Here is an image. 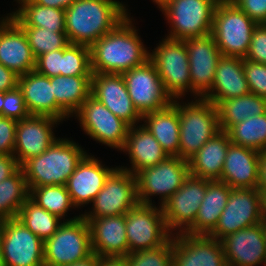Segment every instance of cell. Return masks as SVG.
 Here are the masks:
<instances>
[{"label":"cell","mask_w":266,"mask_h":266,"mask_svg":"<svg viewBox=\"0 0 266 266\" xmlns=\"http://www.w3.org/2000/svg\"><path fill=\"white\" fill-rule=\"evenodd\" d=\"M132 20L128 15L90 47L92 73L122 74L149 60Z\"/></svg>","instance_id":"obj_1"},{"label":"cell","mask_w":266,"mask_h":266,"mask_svg":"<svg viewBox=\"0 0 266 266\" xmlns=\"http://www.w3.org/2000/svg\"><path fill=\"white\" fill-rule=\"evenodd\" d=\"M116 0H75L65 10V33L70 43L91 47L129 14Z\"/></svg>","instance_id":"obj_2"},{"label":"cell","mask_w":266,"mask_h":266,"mask_svg":"<svg viewBox=\"0 0 266 266\" xmlns=\"http://www.w3.org/2000/svg\"><path fill=\"white\" fill-rule=\"evenodd\" d=\"M86 154L76 142L58 138L42 154L28 159L20 166L29 191L39 186L66 185Z\"/></svg>","instance_id":"obj_3"},{"label":"cell","mask_w":266,"mask_h":266,"mask_svg":"<svg viewBox=\"0 0 266 266\" xmlns=\"http://www.w3.org/2000/svg\"><path fill=\"white\" fill-rule=\"evenodd\" d=\"M194 100L181 105L173 99L179 110V157L186 161L221 131L216 105L203 98Z\"/></svg>","instance_id":"obj_4"},{"label":"cell","mask_w":266,"mask_h":266,"mask_svg":"<svg viewBox=\"0 0 266 266\" xmlns=\"http://www.w3.org/2000/svg\"><path fill=\"white\" fill-rule=\"evenodd\" d=\"M257 25L232 0H220L215 7L211 34L222 56L244 59Z\"/></svg>","instance_id":"obj_5"},{"label":"cell","mask_w":266,"mask_h":266,"mask_svg":"<svg viewBox=\"0 0 266 266\" xmlns=\"http://www.w3.org/2000/svg\"><path fill=\"white\" fill-rule=\"evenodd\" d=\"M92 253L88 223L79 215L63 220L58 230L44 242V265L66 266Z\"/></svg>","instance_id":"obj_6"},{"label":"cell","mask_w":266,"mask_h":266,"mask_svg":"<svg viewBox=\"0 0 266 266\" xmlns=\"http://www.w3.org/2000/svg\"><path fill=\"white\" fill-rule=\"evenodd\" d=\"M220 0H170L161 9L170 23L167 38L185 40L212 32L215 7Z\"/></svg>","instance_id":"obj_7"},{"label":"cell","mask_w":266,"mask_h":266,"mask_svg":"<svg viewBox=\"0 0 266 266\" xmlns=\"http://www.w3.org/2000/svg\"><path fill=\"white\" fill-rule=\"evenodd\" d=\"M149 59L154 64L165 91L172 99L185 96L188 90L191 92L189 58L184 40L166 37L150 53Z\"/></svg>","instance_id":"obj_8"},{"label":"cell","mask_w":266,"mask_h":266,"mask_svg":"<svg viewBox=\"0 0 266 266\" xmlns=\"http://www.w3.org/2000/svg\"><path fill=\"white\" fill-rule=\"evenodd\" d=\"M189 175L188 161L178 156H169L153 167L138 171L135 174L138 202L152 205L150 196L160 194L162 206Z\"/></svg>","instance_id":"obj_9"},{"label":"cell","mask_w":266,"mask_h":266,"mask_svg":"<svg viewBox=\"0 0 266 266\" xmlns=\"http://www.w3.org/2000/svg\"><path fill=\"white\" fill-rule=\"evenodd\" d=\"M4 266H45L44 242L18 219L0 222Z\"/></svg>","instance_id":"obj_10"},{"label":"cell","mask_w":266,"mask_h":266,"mask_svg":"<svg viewBox=\"0 0 266 266\" xmlns=\"http://www.w3.org/2000/svg\"><path fill=\"white\" fill-rule=\"evenodd\" d=\"M129 253L158 247L173 234L168 231L161 206L137 203L125 213Z\"/></svg>","instance_id":"obj_11"},{"label":"cell","mask_w":266,"mask_h":266,"mask_svg":"<svg viewBox=\"0 0 266 266\" xmlns=\"http://www.w3.org/2000/svg\"><path fill=\"white\" fill-rule=\"evenodd\" d=\"M262 221L261 193L258 188H232L218 223L208 236L220 241L231 233Z\"/></svg>","instance_id":"obj_12"},{"label":"cell","mask_w":266,"mask_h":266,"mask_svg":"<svg viewBox=\"0 0 266 266\" xmlns=\"http://www.w3.org/2000/svg\"><path fill=\"white\" fill-rule=\"evenodd\" d=\"M82 130L96 141L123 149L130 125L90 95L75 113Z\"/></svg>","instance_id":"obj_13"},{"label":"cell","mask_w":266,"mask_h":266,"mask_svg":"<svg viewBox=\"0 0 266 266\" xmlns=\"http://www.w3.org/2000/svg\"><path fill=\"white\" fill-rule=\"evenodd\" d=\"M122 76L133 105L141 116L164 109L173 102L150 59L122 73Z\"/></svg>","instance_id":"obj_14"},{"label":"cell","mask_w":266,"mask_h":266,"mask_svg":"<svg viewBox=\"0 0 266 266\" xmlns=\"http://www.w3.org/2000/svg\"><path fill=\"white\" fill-rule=\"evenodd\" d=\"M92 203V211L81 214L83 218L127 213L138 203L135 175L116 167Z\"/></svg>","instance_id":"obj_15"},{"label":"cell","mask_w":266,"mask_h":266,"mask_svg":"<svg viewBox=\"0 0 266 266\" xmlns=\"http://www.w3.org/2000/svg\"><path fill=\"white\" fill-rule=\"evenodd\" d=\"M209 180L189 175L181 188L161 206L168 231L185 233L195 222ZM173 230V231H172ZM179 230V232H178Z\"/></svg>","instance_id":"obj_16"},{"label":"cell","mask_w":266,"mask_h":266,"mask_svg":"<svg viewBox=\"0 0 266 266\" xmlns=\"http://www.w3.org/2000/svg\"><path fill=\"white\" fill-rule=\"evenodd\" d=\"M188 52L191 93L202 98L212 87L217 62L222 56L212 34L185 39Z\"/></svg>","instance_id":"obj_17"},{"label":"cell","mask_w":266,"mask_h":266,"mask_svg":"<svg viewBox=\"0 0 266 266\" xmlns=\"http://www.w3.org/2000/svg\"><path fill=\"white\" fill-rule=\"evenodd\" d=\"M58 122L61 121L37 115L17 121L13 156L20 166L28 159L42 154L58 139L53 132Z\"/></svg>","instance_id":"obj_18"},{"label":"cell","mask_w":266,"mask_h":266,"mask_svg":"<svg viewBox=\"0 0 266 266\" xmlns=\"http://www.w3.org/2000/svg\"><path fill=\"white\" fill-rule=\"evenodd\" d=\"M91 95L130 126L142 121L128 94L122 74L93 73Z\"/></svg>","instance_id":"obj_19"},{"label":"cell","mask_w":266,"mask_h":266,"mask_svg":"<svg viewBox=\"0 0 266 266\" xmlns=\"http://www.w3.org/2000/svg\"><path fill=\"white\" fill-rule=\"evenodd\" d=\"M173 234V266H228L221 241L208 235Z\"/></svg>","instance_id":"obj_20"},{"label":"cell","mask_w":266,"mask_h":266,"mask_svg":"<svg viewBox=\"0 0 266 266\" xmlns=\"http://www.w3.org/2000/svg\"><path fill=\"white\" fill-rule=\"evenodd\" d=\"M220 241L228 266L266 265L262 222L231 233Z\"/></svg>","instance_id":"obj_21"},{"label":"cell","mask_w":266,"mask_h":266,"mask_svg":"<svg viewBox=\"0 0 266 266\" xmlns=\"http://www.w3.org/2000/svg\"><path fill=\"white\" fill-rule=\"evenodd\" d=\"M0 21V63L18 76L35 69L36 57L23 29L10 17Z\"/></svg>","instance_id":"obj_22"},{"label":"cell","mask_w":266,"mask_h":266,"mask_svg":"<svg viewBox=\"0 0 266 266\" xmlns=\"http://www.w3.org/2000/svg\"><path fill=\"white\" fill-rule=\"evenodd\" d=\"M84 219L90 229L93 253L100 257H125L129 254L125 214Z\"/></svg>","instance_id":"obj_23"},{"label":"cell","mask_w":266,"mask_h":266,"mask_svg":"<svg viewBox=\"0 0 266 266\" xmlns=\"http://www.w3.org/2000/svg\"><path fill=\"white\" fill-rule=\"evenodd\" d=\"M115 169L104 167L100 160L86 154L66 183L73 204L80 208L81 205L92 203Z\"/></svg>","instance_id":"obj_24"},{"label":"cell","mask_w":266,"mask_h":266,"mask_svg":"<svg viewBox=\"0 0 266 266\" xmlns=\"http://www.w3.org/2000/svg\"><path fill=\"white\" fill-rule=\"evenodd\" d=\"M18 88L21 90L30 115L50 116L60 121L69 116L56 104L50 78L35 70L19 76Z\"/></svg>","instance_id":"obj_25"},{"label":"cell","mask_w":266,"mask_h":266,"mask_svg":"<svg viewBox=\"0 0 266 266\" xmlns=\"http://www.w3.org/2000/svg\"><path fill=\"white\" fill-rule=\"evenodd\" d=\"M260 152L230 143L219 181L231 188H258Z\"/></svg>","instance_id":"obj_26"},{"label":"cell","mask_w":266,"mask_h":266,"mask_svg":"<svg viewBox=\"0 0 266 266\" xmlns=\"http://www.w3.org/2000/svg\"><path fill=\"white\" fill-rule=\"evenodd\" d=\"M251 93L243 71V58L221 56L211 89L202 97L214 105Z\"/></svg>","instance_id":"obj_27"},{"label":"cell","mask_w":266,"mask_h":266,"mask_svg":"<svg viewBox=\"0 0 266 266\" xmlns=\"http://www.w3.org/2000/svg\"><path fill=\"white\" fill-rule=\"evenodd\" d=\"M136 126H130L126 143L122 149L123 152L128 153L132 167H120L133 175L140 170L153 167L169 157L146 127L140 125L136 128Z\"/></svg>","instance_id":"obj_28"},{"label":"cell","mask_w":266,"mask_h":266,"mask_svg":"<svg viewBox=\"0 0 266 266\" xmlns=\"http://www.w3.org/2000/svg\"><path fill=\"white\" fill-rule=\"evenodd\" d=\"M230 143L226 131H220L209 139L188 160L190 175L209 181L220 180Z\"/></svg>","instance_id":"obj_29"},{"label":"cell","mask_w":266,"mask_h":266,"mask_svg":"<svg viewBox=\"0 0 266 266\" xmlns=\"http://www.w3.org/2000/svg\"><path fill=\"white\" fill-rule=\"evenodd\" d=\"M231 189L222 181H208L195 222L185 234L208 235L216 227L220 214L227 204Z\"/></svg>","instance_id":"obj_30"},{"label":"cell","mask_w":266,"mask_h":266,"mask_svg":"<svg viewBox=\"0 0 266 266\" xmlns=\"http://www.w3.org/2000/svg\"><path fill=\"white\" fill-rule=\"evenodd\" d=\"M142 121L169 156L179 157V110L173 102L164 109L143 115Z\"/></svg>","instance_id":"obj_31"},{"label":"cell","mask_w":266,"mask_h":266,"mask_svg":"<svg viewBox=\"0 0 266 266\" xmlns=\"http://www.w3.org/2000/svg\"><path fill=\"white\" fill-rule=\"evenodd\" d=\"M92 76L50 77L56 104L70 117L80 109L84 101L91 95Z\"/></svg>","instance_id":"obj_32"},{"label":"cell","mask_w":266,"mask_h":266,"mask_svg":"<svg viewBox=\"0 0 266 266\" xmlns=\"http://www.w3.org/2000/svg\"><path fill=\"white\" fill-rule=\"evenodd\" d=\"M20 8L8 14L20 27L47 28L52 32H65V10L42 6L27 0Z\"/></svg>","instance_id":"obj_33"},{"label":"cell","mask_w":266,"mask_h":266,"mask_svg":"<svg viewBox=\"0 0 266 266\" xmlns=\"http://www.w3.org/2000/svg\"><path fill=\"white\" fill-rule=\"evenodd\" d=\"M216 107L220 130L227 132L233 125L249 117L266 113V99L249 93L221 101Z\"/></svg>","instance_id":"obj_34"},{"label":"cell","mask_w":266,"mask_h":266,"mask_svg":"<svg viewBox=\"0 0 266 266\" xmlns=\"http://www.w3.org/2000/svg\"><path fill=\"white\" fill-rule=\"evenodd\" d=\"M30 191L21 167L0 182V222L17 218V214L29 198Z\"/></svg>","instance_id":"obj_35"},{"label":"cell","mask_w":266,"mask_h":266,"mask_svg":"<svg viewBox=\"0 0 266 266\" xmlns=\"http://www.w3.org/2000/svg\"><path fill=\"white\" fill-rule=\"evenodd\" d=\"M16 219L43 242L49 239L63 223L59 217L38 206L30 198L24 202Z\"/></svg>","instance_id":"obj_36"},{"label":"cell","mask_w":266,"mask_h":266,"mask_svg":"<svg viewBox=\"0 0 266 266\" xmlns=\"http://www.w3.org/2000/svg\"><path fill=\"white\" fill-rule=\"evenodd\" d=\"M227 133L234 145L259 152L266 150V113L249 117L233 125Z\"/></svg>","instance_id":"obj_37"},{"label":"cell","mask_w":266,"mask_h":266,"mask_svg":"<svg viewBox=\"0 0 266 266\" xmlns=\"http://www.w3.org/2000/svg\"><path fill=\"white\" fill-rule=\"evenodd\" d=\"M29 198L38 206L63 219L70 208H76L66 185L39 186L30 190Z\"/></svg>","instance_id":"obj_38"},{"label":"cell","mask_w":266,"mask_h":266,"mask_svg":"<svg viewBox=\"0 0 266 266\" xmlns=\"http://www.w3.org/2000/svg\"><path fill=\"white\" fill-rule=\"evenodd\" d=\"M21 28L36 58L47 52L64 49L70 43L65 32H52L40 27Z\"/></svg>","instance_id":"obj_39"},{"label":"cell","mask_w":266,"mask_h":266,"mask_svg":"<svg viewBox=\"0 0 266 266\" xmlns=\"http://www.w3.org/2000/svg\"><path fill=\"white\" fill-rule=\"evenodd\" d=\"M90 47L69 43L62 49L63 76H92Z\"/></svg>","instance_id":"obj_40"},{"label":"cell","mask_w":266,"mask_h":266,"mask_svg":"<svg viewBox=\"0 0 266 266\" xmlns=\"http://www.w3.org/2000/svg\"><path fill=\"white\" fill-rule=\"evenodd\" d=\"M128 266H173V235L162 245L127 255Z\"/></svg>","instance_id":"obj_41"},{"label":"cell","mask_w":266,"mask_h":266,"mask_svg":"<svg viewBox=\"0 0 266 266\" xmlns=\"http://www.w3.org/2000/svg\"><path fill=\"white\" fill-rule=\"evenodd\" d=\"M243 71L250 92L266 99V64L243 59Z\"/></svg>","instance_id":"obj_42"},{"label":"cell","mask_w":266,"mask_h":266,"mask_svg":"<svg viewBox=\"0 0 266 266\" xmlns=\"http://www.w3.org/2000/svg\"><path fill=\"white\" fill-rule=\"evenodd\" d=\"M3 116L17 121L30 116L21 90L17 87L4 92Z\"/></svg>","instance_id":"obj_43"},{"label":"cell","mask_w":266,"mask_h":266,"mask_svg":"<svg viewBox=\"0 0 266 266\" xmlns=\"http://www.w3.org/2000/svg\"><path fill=\"white\" fill-rule=\"evenodd\" d=\"M41 75L54 77L61 75L62 49L47 52L36 58L35 69Z\"/></svg>","instance_id":"obj_44"},{"label":"cell","mask_w":266,"mask_h":266,"mask_svg":"<svg viewBox=\"0 0 266 266\" xmlns=\"http://www.w3.org/2000/svg\"><path fill=\"white\" fill-rule=\"evenodd\" d=\"M246 60L266 64V29L258 24L252 33Z\"/></svg>","instance_id":"obj_45"},{"label":"cell","mask_w":266,"mask_h":266,"mask_svg":"<svg viewBox=\"0 0 266 266\" xmlns=\"http://www.w3.org/2000/svg\"><path fill=\"white\" fill-rule=\"evenodd\" d=\"M17 120L0 115V155H13Z\"/></svg>","instance_id":"obj_46"},{"label":"cell","mask_w":266,"mask_h":266,"mask_svg":"<svg viewBox=\"0 0 266 266\" xmlns=\"http://www.w3.org/2000/svg\"><path fill=\"white\" fill-rule=\"evenodd\" d=\"M257 24L266 22V0H232Z\"/></svg>","instance_id":"obj_47"},{"label":"cell","mask_w":266,"mask_h":266,"mask_svg":"<svg viewBox=\"0 0 266 266\" xmlns=\"http://www.w3.org/2000/svg\"><path fill=\"white\" fill-rule=\"evenodd\" d=\"M19 76L0 63V91H11L18 87Z\"/></svg>","instance_id":"obj_48"},{"label":"cell","mask_w":266,"mask_h":266,"mask_svg":"<svg viewBox=\"0 0 266 266\" xmlns=\"http://www.w3.org/2000/svg\"><path fill=\"white\" fill-rule=\"evenodd\" d=\"M20 165L13 155H0V182L13 175Z\"/></svg>","instance_id":"obj_49"},{"label":"cell","mask_w":266,"mask_h":266,"mask_svg":"<svg viewBox=\"0 0 266 266\" xmlns=\"http://www.w3.org/2000/svg\"><path fill=\"white\" fill-rule=\"evenodd\" d=\"M258 190L259 192H266V150L260 152Z\"/></svg>","instance_id":"obj_50"},{"label":"cell","mask_w":266,"mask_h":266,"mask_svg":"<svg viewBox=\"0 0 266 266\" xmlns=\"http://www.w3.org/2000/svg\"><path fill=\"white\" fill-rule=\"evenodd\" d=\"M36 4L66 10L75 0H33Z\"/></svg>","instance_id":"obj_51"},{"label":"cell","mask_w":266,"mask_h":266,"mask_svg":"<svg viewBox=\"0 0 266 266\" xmlns=\"http://www.w3.org/2000/svg\"><path fill=\"white\" fill-rule=\"evenodd\" d=\"M99 266H128L127 256L125 257H100Z\"/></svg>","instance_id":"obj_52"},{"label":"cell","mask_w":266,"mask_h":266,"mask_svg":"<svg viewBox=\"0 0 266 266\" xmlns=\"http://www.w3.org/2000/svg\"><path fill=\"white\" fill-rule=\"evenodd\" d=\"M99 262L100 256H98L96 253H92L87 258L66 266H99Z\"/></svg>","instance_id":"obj_53"},{"label":"cell","mask_w":266,"mask_h":266,"mask_svg":"<svg viewBox=\"0 0 266 266\" xmlns=\"http://www.w3.org/2000/svg\"><path fill=\"white\" fill-rule=\"evenodd\" d=\"M261 193V202H262V218L266 220V192Z\"/></svg>","instance_id":"obj_54"},{"label":"cell","mask_w":266,"mask_h":266,"mask_svg":"<svg viewBox=\"0 0 266 266\" xmlns=\"http://www.w3.org/2000/svg\"><path fill=\"white\" fill-rule=\"evenodd\" d=\"M4 92L0 91V115L3 116Z\"/></svg>","instance_id":"obj_55"},{"label":"cell","mask_w":266,"mask_h":266,"mask_svg":"<svg viewBox=\"0 0 266 266\" xmlns=\"http://www.w3.org/2000/svg\"><path fill=\"white\" fill-rule=\"evenodd\" d=\"M161 9L170 0H152Z\"/></svg>","instance_id":"obj_56"},{"label":"cell","mask_w":266,"mask_h":266,"mask_svg":"<svg viewBox=\"0 0 266 266\" xmlns=\"http://www.w3.org/2000/svg\"><path fill=\"white\" fill-rule=\"evenodd\" d=\"M262 226H263V234H264L265 246H266V220L262 221Z\"/></svg>","instance_id":"obj_57"},{"label":"cell","mask_w":266,"mask_h":266,"mask_svg":"<svg viewBox=\"0 0 266 266\" xmlns=\"http://www.w3.org/2000/svg\"><path fill=\"white\" fill-rule=\"evenodd\" d=\"M0 266H4L2 260L1 245H0Z\"/></svg>","instance_id":"obj_58"},{"label":"cell","mask_w":266,"mask_h":266,"mask_svg":"<svg viewBox=\"0 0 266 266\" xmlns=\"http://www.w3.org/2000/svg\"><path fill=\"white\" fill-rule=\"evenodd\" d=\"M19 4H21L22 2L24 1H27V0H16Z\"/></svg>","instance_id":"obj_59"},{"label":"cell","mask_w":266,"mask_h":266,"mask_svg":"<svg viewBox=\"0 0 266 266\" xmlns=\"http://www.w3.org/2000/svg\"><path fill=\"white\" fill-rule=\"evenodd\" d=\"M266 29V22L261 24Z\"/></svg>","instance_id":"obj_60"}]
</instances>
